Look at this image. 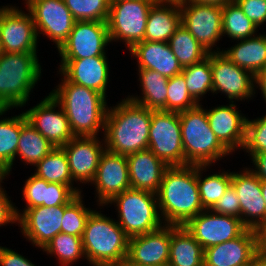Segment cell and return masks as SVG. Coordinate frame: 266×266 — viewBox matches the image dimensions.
<instances>
[{
	"label": "cell",
	"mask_w": 266,
	"mask_h": 266,
	"mask_svg": "<svg viewBox=\"0 0 266 266\" xmlns=\"http://www.w3.org/2000/svg\"><path fill=\"white\" fill-rule=\"evenodd\" d=\"M181 26V9L178 4L155 3L149 11L145 41L168 42Z\"/></svg>",
	"instance_id": "28"
},
{
	"label": "cell",
	"mask_w": 266,
	"mask_h": 266,
	"mask_svg": "<svg viewBox=\"0 0 266 266\" xmlns=\"http://www.w3.org/2000/svg\"><path fill=\"white\" fill-rule=\"evenodd\" d=\"M255 86L261 90V94L266 102V67L255 76Z\"/></svg>",
	"instance_id": "49"
},
{
	"label": "cell",
	"mask_w": 266,
	"mask_h": 266,
	"mask_svg": "<svg viewBox=\"0 0 266 266\" xmlns=\"http://www.w3.org/2000/svg\"><path fill=\"white\" fill-rule=\"evenodd\" d=\"M138 72L142 97L131 95L127 99L149 110L166 111L169 78L154 70L138 69Z\"/></svg>",
	"instance_id": "31"
},
{
	"label": "cell",
	"mask_w": 266,
	"mask_h": 266,
	"mask_svg": "<svg viewBox=\"0 0 266 266\" xmlns=\"http://www.w3.org/2000/svg\"><path fill=\"white\" fill-rule=\"evenodd\" d=\"M3 54L2 46H1V41H0V56Z\"/></svg>",
	"instance_id": "56"
},
{
	"label": "cell",
	"mask_w": 266,
	"mask_h": 266,
	"mask_svg": "<svg viewBox=\"0 0 266 266\" xmlns=\"http://www.w3.org/2000/svg\"><path fill=\"white\" fill-rule=\"evenodd\" d=\"M255 169H250L261 181L266 180V152L249 154Z\"/></svg>",
	"instance_id": "48"
},
{
	"label": "cell",
	"mask_w": 266,
	"mask_h": 266,
	"mask_svg": "<svg viewBox=\"0 0 266 266\" xmlns=\"http://www.w3.org/2000/svg\"><path fill=\"white\" fill-rule=\"evenodd\" d=\"M123 266H142V265H123ZM162 266H168V264L167 265H162Z\"/></svg>",
	"instance_id": "57"
},
{
	"label": "cell",
	"mask_w": 266,
	"mask_h": 266,
	"mask_svg": "<svg viewBox=\"0 0 266 266\" xmlns=\"http://www.w3.org/2000/svg\"><path fill=\"white\" fill-rule=\"evenodd\" d=\"M192 1L195 3H200V4H215V5H224L227 2L233 1V0H188Z\"/></svg>",
	"instance_id": "52"
},
{
	"label": "cell",
	"mask_w": 266,
	"mask_h": 266,
	"mask_svg": "<svg viewBox=\"0 0 266 266\" xmlns=\"http://www.w3.org/2000/svg\"><path fill=\"white\" fill-rule=\"evenodd\" d=\"M34 175L46 180L49 183H59L70 186L77 194H81V189L73 186L68 160L64 150L61 147H54L36 165Z\"/></svg>",
	"instance_id": "33"
},
{
	"label": "cell",
	"mask_w": 266,
	"mask_h": 266,
	"mask_svg": "<svg viewBox=\"0 0 266 266\" xmlns=\"http://www.w3.org/2000/svg\"><path fill=\"white\" fill-rule=\"evenodd\" d=\"M237 109L234 102L206 109L211 130L231 154L237 149L242 150L245 142L247 118Z\"/></svg>",
	"instance_id": "23"
},
{
	"label": "cell",
	"mask_w": 266,
	"mask_h": 266,
	"mask_svg": "<svg viewBox=\"0 0 266 266\" xmlns=\"http://www.w3.org/2000/svg\"><path fill=\"white\" fill-rule=\"evenodd\" d=\"M22 212L17 209L18 225L23 236L32 242L33 246L43 249L61 232L64 205L37 206Z\"/></svg>",
	"instance_id": "17"
},
{
	"label": "cell",
	"mask_w": 266,
	"mask_h": 266,
	"mask_svg": "<svg viewBox=\"0 0 266 266\" xmlns=\"http://www.w3.org/2000/svg\"><path fill=\"white\" fill-rule=\"evenodd\" d=\"M185 1L188 0H154L155 3L178 4V5L184 3Z\"/></svg>",
	"instance_id": "54"
},
{
	"label": "cell",
	"mask_w": 266,
	"mask_h": 266,
	"mask_svg": "<svg viewBox=\"0 0 266 266\" xmlns=\"http://www.w3.org/2000/svg\"><path fill=\"white\" fill-rule=\"evenodd\" d=\"M109 203L116 204L117 223L129 238L153 232L164 225L155 193L130 188L114 196L106 205Z\"/></svg>",
	"instance_id": "7"
},
{
	"label": "cell",
	"mask_w": 266,
	"mask_h": 266,
	"mask_svg": "<svg viewBox=\"0 0 266 266\" xmlns=\"http://www.w3.org/2000/svg\"><path fill=\"white\" fill-rule=\"evenodd\" d=\"M76 21L107 22L110 9L109 0H64Z\"/></svg>",
	"instance_id": "41"
},
{
	"label": "cell",
	"mask_w": 266,
	"mask_h": 266,
	"mask_svg": "<svg viewBox=\"0 0 266 266\" xmlns=\"http://www.w3.org/2000/svg\"><path fill=\"white\" fill-rule=\"evenodd\" d=\"M261 190H262V196L266 203V180L261 181Z\"/></svg>",
	"instance_id": "55"
},
{
	"label": "cell",
	"mask_w": 266,
	"mask_h": 266,
	"mask_svg": "<svg viewBox=\"0 0 266 266\" xmlns=\"http://www.w3.org/2000/svg\"><path fill=\"white\" fill-rule=\"evenodd\" d=\"M22 192L26 202L24 209L65 205L79 195L68 185L49 183L34 174L25 181Z\"/></svg>",
	"instance_id": "27"
},
{
	"label": "cell",
	"mask_w": 266,
	"mask_h": 266,
	"mask_svg": "<svg viewBox=\"0 0 266 266\" xmlns=\"http://www.w3.org/2000/svg\"><path fill=\"white\" fill-rule=\"evenodd\" d=\"M258 252V231L247 228L239 237L206 248L204 266H247Z\"/></svg>",
	"instance_id": "22"
},
{
	"label": "cell",
	"mask_w": 266,
	"mask_h": 266,
	"mask_svg": "<svg viewBox=\"0 0 266 266\" xmlns=\"http://www.w3.org/2000/svg\"><path fill=\"white\" fill-rule=\"evenodd\" d=\"M166 111L181 112L195 108L198 103L189 94L185 77L182 73L168 80Z\"/></svg>",
	"instance_id": "42"
},
{
	"label": "cell",
	"mask_w": 266,
	"mask_h": 266,
	"mask_svg": "<svg viewBox=\"0 0 266 266\" xmlns=\"http://www.w3.org/2000/svg\"><path fill=\"white\" fill-rule=\"evenodd\" d=\"M8 223L18 224L17 208L9 200L6 190H3L0 193V227Z\"/></svg>",
	"instance_id": "46"
},
{
	"label": "cell",
	"mask_w": 266,
	"mask_h": 266,
	"mask_svg": "<svg viewBox=\"0 0 266 266\" xmlns=\"http://www.w3.org/2000/svg\"><path fill=\"white\" fill-rule=\"evenodd\" d=\"M171 225L153 232L130 237L123 265L162 266L169 261Z\"/></svg>",
	"instance_id": "20"
},
{
	"label": "cell",
	"mask_w": 266,
	"mask_h": 266,
	"mask_svg": "<svg viewBox=\"0 0 266 266\" xmlns=\"http://www.w3.org/2000/svg\"><path fill=\"white\" fill-rule=\"evenodd\" d=\"M247 266H266V257L258 252Z\"/></svg>",
	"instance_id": "51"
},
{
	"label": "cell",
	"mask_w": 266,
	"mask_h": 266,
	"mask_svg": "<svg viewBox=\"0 0 266 266\" xmlns=\"http://www.w3.org/2000/svg\"><path fill=\"white\" fill-rule=\"evenodd\" d=\"M213 93H224L230 102L248 100L255 94V76L238 67L222 52L210 53Z\"/></svg>",
	"instance_id": "13"
},
{
	"label": "cell",
	"mask_w": 266,
	"mask_h": 266,
	"mask_svg": "<svg viewBox=\"0 0 266 266\" xmlns=\"http://www.w3.org/2000/svg\"><path fill=\"white\" fill-rule=\"evenodd\" d=\"M156 196L163 224L184 226L205 210L198 190L197 165L169 166Z\"/></svg>",
	"instance_id": "1"
},
{
	"label": "cell",
	"mask_w": 266,
	"mask_h": 266,
	"mask_svg": "<svg viewBox=\"0 0 266 266\" xmlns=\"http://www.w3.org/2000/svg\"><path fill=\"white\" fill-rule=\"evenodd\" d=\"M246 153L257 154L266 152V115L246 122L245 142Z\"/></svg>",
	"instance_id": "43"
},
{
	"label": "cell",
	"mask_w": 266,
	"mask_h": 266,
	"mask_svg": "<svg viewBox=\"0 0 266 266\" xmlns=\"http://www.w3.org/2000/svg\"><path fill=\"white\" fill-rule=\"evenodd\" d=\"M210 210L217 214L230 215L241 219L240 200L232 185L228 187Z\"/></svg>",
	"instance_id": "44"
},
{
	"label": "cell",
	"mask_w": 266,
	"mask_h": 266,
	"mask_svg": "<svg viewBox=\"0 0 266 266\" xmlns=\"http://www.w3.org/2000/svg\"><path fill=\"white\" fill-rule=\"evenodd\" d=\"M148 149L168 166H185L178 112L152 110Z\"/></svg>",
	"instance_id": "9"
},
{
	"label": "cell",
	"mask_w": 266,
	"mask_h": 266,
	"mask_svg": "<svg viewBox=\"0 0 266 266\" xmlns=\"http://www.w3.org/2000/svg\"><path fill=\"white\" fill-rule=\"evenodd\" d=\"M91 184L95 185L98 206H106L114 196L131 188L126 155L105 149Z\"/></svg>",
	"instance_id": "19"
},
{
	"label": "cell",
	"mask_w": 266,
	"mask_h": 266,
	"mask_svg": "<svg viewBox=\"0 0 266 266\" xmlns=\"http://www.w3.org/2000/svg\"><path fill=\"white\" fill-rule=\"evenodd\" d=\"M259 252L266 257V225L258 230Z\"/></svg>",
	"instance_id": "50"
},
{
	"label": "cell",
	"mask_w": 266,
	"mask_h": 266,
	"mask_svg": "<svg viewBox=\"0 0 266 266\" xmlns=\"http://www.w3.org/2000/svg\"><path fill=\"white\" fill-rule=\"evenodd\" d=\"M7 111L8 109H0V117ZM20 132L21 114L0 119V165L5 167L9 174L16 159Z\"/></svg>",
	"instance_id": "37"
},
{
	"label": "cell",
	"mask_w": 266,
	"mask_h": 266,
	"mask_svg": "<svg viewBox=\"0 0 266 266\" xmlns=\"http://www.w3.org/2000/svg\"><path fill=\"white\" fill-rule=\"evenodd\" d=\"M154 0H123L110 3L107 20L110 41L125 42L129 50L144 41L146 22Z\"/></svg>",
	"instance_id": "8"
},
{
	"label": "cell",
	"mask_w": 266,
	"mask_h": 266,
	"mask_svg": "<svg viewBox=\"0 0 266 266\" xmlns=\"http://www.w3.org/2000/svg\"><path fill=\"white\" fill-rule=\"evenodd\" d=\"M56 107H58L57 111ZM23 113L27 122L54 147H63L75 137L67 115L51 93L36 106Z\"/></svg>",
	"instance_id": "16"
},
{
	"label": "cell",
	"mask_w": 266,
	"mask_h": 266,
	"mask_svg": "<svg viewBox=\"0 0 266 266\" xmlns=\"http://www.w3.org/2000/svg\"><path fill=\"white\" fill-rule=\"evenodd\" d=\"M51 95L67 115L74 136H98L108 110L106 97L87 87L71 83L64 76Z\"/></svg>",
	"instance_id": "3"
},
{
	"label": "cell",
	"mask_w": 266,
	"mask_h": 266,
	"mask_svg": "<svg viewBox=\"0 0 266 266\" xmlns=\"http://www.w3.org/2000/svg\"><path fill=\"white\" fill-rule=\"evenodd\" d=\"M129 237L113 220L93 210L82 236L85 258L92 266H123L128 253Z\"/></svg>",
	"instance_id": "4"
},
{
	"label": "cell",
	"mask_w": 266,
	"mask_h": 266,
	"mask_svg": "<svg viewBox=\"0 0 266 266\" xmlns=\"http://www.w3.org/2000/svg\"><path fill=\"white\" fill-rule=\"evenodd\" d=\"M9 175V171L0 165V193L4 190L1 186V183H4L3 180Z\"/></svg>",
	"instance_id": "53"
},
{
	"label": "cell",
	"mask_w": 266,
	"mask_h": 266,
	"mask_svg": "<svg viewBox=\"0 0 266 266\" xmlns=\"http://www.w3.org/2000/svg\"><path fill=\"white\" fill-rule=\"evenodd\" d=\"M244 14L260 28L266 22V0H234Z\"/></svg>",
	"instance_id": "45"
},
{
	"label": "cell",
	"mask_w": 266,
	"mask_h": 266,
	"mask_svg": "<svg viewBox=\"0 0 266 266\" xmlns=\"http://www.w3.org/2000/svg\"><path fill=\"white\" fill-rule=\"evenodd\" d=\"M37 53H9L0 56V109L23 107L41 78Z\"/></svg>",
	"instance_id": "5"
},
{
	"label": "cell",
	"mask_w": 266,
	"mask_h": 266,
	"mask_svg": "<svg viewBox=\"0 0 266 266\" xmlns=\"http://www.w3.org/2000/svg\"><path fill=\"white\" fill-rule=\"evenodd\" d=\"M121 101L107 110L102 139L106 150L126 156L147 150L152 110L127 98Z\"/></svg>",
	"instance_id": "2"
},
{
	"label": "cell",
	"mask_w": 266,
	"mask_h": 266,
	"mask_svg": "<svg viewBox=\"0 0 266 266\" xmlns=\"http://www.w3.org/2000/svg\"><path fill=\"white\" fill-rule=\"evenodd\" d=\"M58 74L75 83L106 96L109 83V65L106 56L84 59H61Z\"/></svg>",
	"instance_id": "24"
},
{
	"label": "cell",
	"mask_w": 266,
	"mask_h": 266,
	"mask_svg": "<svg viewBox=\"0 0 266 266\" xmlns=\"http://www.w3.org/2000/svg\"><path fill=\"white\" fill-rule=\"evenodd\" d=\"M82 198V194H79L70 203L64 205L62 233L77 237L83 236L86 221L93 210L84 206Z\"/></svg>",
	"instance_id": "40"
},
{
	"label": "cell",
	"mask_w": 266,
	"mask_h": 266,
	"mask_svg": "<svg viewBox=\"0 0 266 266\" xmlns=\"http://www.w3.org/2000/svg\"><path fill=\"white\" fill-rule=\"evenodd\" d=\"M185 165H211L231 153L211 130L209 120L200 104L179 112Z\"/></svg>",
	"instance_id": "6"
},
{
	"label": "cell",
	"mask_w": 266,
	"mask_h": 266,
	"mask_svg": "<svg viewBox=\"0 0 266 266\" xmlns=\"http://www.w3.org/2000/svg\"><path fill=\"white\" fill-rule=\"evenodd\" d=\"M110 41L107 22L76 21L67 40L58 49L61 59L106 56Z\"/></svg>",
	"instance_id": "14"
},
{
	"label": "cell",
	"mask_w": 266,
	"mask_h": 266,
	"mask_svg": "<svg viewBox=\"0 0 266 266\" xmlns=\"http://www.w3.org/2000/svg\"><path fill=\"white\" fill-rule=\"evenodd\" d=\"M181 25L209 52H222L217 46L222 38V5L185 1L180 4ZM215 45V46H214ZM219 49V50H218Z\"/></svg>",
	"instance_id": "10"
},
{
	"label": "cell",
	"mask_w": 266,
	"mask_h": 266,
	"mask_svg": "<svg viewBox=\"0 0 266 266\" xmlns=\"http://www.w3.org/2000/svg\"><path fill=\"white\" fill-rule=\"evenodd\" d=\"M168 266H204V249L184 226L171 225Z\"/></svg>",
	"instance_id": "30"
},
{
	"label": "cell",
	"mask_w": 266,
	"mask_h": 266,
	"mask_svg": "<svg viewBox=\"0 0 266 266\" xmlns=\"http://www.w3.org/2000/svg\"><path fill=\"white\" fill-rule=\"evenodd\" d=\"M186 86L191 97L198 103L200 98L211 91L213 93V77L210 65V53L202 61L183 67Z\"/></svg>",
	"instance_id": "38"
},
{
	"label": "cell",
	"mask_w": 266,
	"mask_h": 266,
	"mask_svg": "<svg viewBox=\"0 0 266 266\" xmlns=\"http://www.w3.org/2000/svg\"><path fill=\"white\" fill-rule=\"evenodd\" d=\"M18 8L6 5L0 10L2 50L9 53H38V36L32 15Z\"/></svg>",
	"instance_id": "12"
},
{
	"label": "cell",
	"mask_w": 266,
	"mask_h": 266,
	"mask_svg": "<svg viewBox=\"0 0 266 266\" xmlns=\"http://www.w3.org/2000/svg\"><path fill=\"white\" fill-rule=\"evenodd\" d=\"M129 51L132 57L137 58L138 69L154 70L167 78L182 72L183 68L168 42L144 40L136 43Z\"/></svg>",
	"instance_id": "26"
},
{
	"label": "cell",
	"mask_w": 266,
	"mask_h": 266,
	"mask_svg": "<svg viewBox=\"0 0 266 266\" xmlns=\"http://www.w3.org/2000/svg\"><path fill=\"white\" fill-rule=\"evenodd\" d=\"M54 146L27 122L25 114H21V132L16 156L27 165H35L48 155Z\"/></svg>",
	"instance_id": "32"
},
{
	"label": "cell",
	"mask_w": 266,
	"mask_h": 266,
	"mask_svg": "<svg viewBox=\"0 0 266 266\" xmlns=\"http://www.w3.org/2000/svg\"><path fill=\"white\" fill-rule=\"evenodd\" d=\"M184 227L204 250L239 237L247 229L241 219L211 210L201 211Z\"/></svg>",
	"instance_id": "15"
},
{
	"label": "cell",
	"mask_w": 266,
	"mask_h": 266,
	"mask_svg": "<svg viewBox=\"0 0 266 266\" xmlns=\"http://www.w3.org/2000/svg\"><path fill=\"white\" fill-rule=\"evenodd\" d=\"M0 266H36L23 255L0 246Z\"/></svg>",
	"instance_id": "47"
},
{
	"label": "cell",
	"mask_w": 266,
	"mask_h": 266,
	"mask_svg": "<svg viewBox=\"0 0 266 266\" xmlns=\"http://www.w3.org/2000/svg\"><path fill=\"white\" fill-rule=\"evenodd\" d=\"M222 53L238 67L256 76L266 67V34L240 40Z\"/></svg>",
	"instance_id": "29"
},
{
	"label": "cell",
	"mask_w": 266,
	"mask_h": 266,
	"mask_svg": "<svg viewBox=\"0 0 266 266\" xmlns=\"http://www.w3.org/2000/svg\"><path fill=\"white\" fill-rule=\"evenodd\" d=\"M210 165H197V184L200 201L205 210H210L231 185L232 172L221 171L202 178L203 170Z\"/></svg>",
	"instance_id": "34"
},
{
	"label": "cell",
	"mask_w": 266,
	"mask_h": 266,
	"mask_svg": "<svg viewBox=\"0 0 266 266\" xmlns=\"http://www.w3.org/2000/svg\"><path fill=\"white\" fill-rule=\"evenodd\" d=\"M32 15L36 33L55 43L57 49L67 40L76 22L64 0H25Z\"/></svg>",
	"instance_id": "11"
},
{
	"label": "cell",
	"mask_w": 266,
	"mask_h": 266,
	"mask_svg": "<svg viewBox=\"0 0 266 266\" xmlns=\"http://www.w3.org/2000/svg\"><path fill=\"white\" fill-rule=\"evenodd\" d=\"M168 44L182 68L202 61L209 54L183 25L175 31Z\"/></svg>",
	"instance_id": "35"
},
{
	"label": "cell",
	"mask_w": 266,
	"mask_h": 266,
	"mask_svg": "<svg viewBox=\"0 0 266 266\" xmlns=\"http://www.w3.org/2000/svg\"><path fill=\"white\" fill-rule=\"evenodd\" d=\"M231 185L234 187L239 200L241 220L248 229L259 230L266 225V203L262 196L261 180L245 168L232 172Z\"/></svg>",
	"instance_id": "18"
},
{
	"label": "cell",
	"mask_w": 266,
	"mask_h": 266,
	"mask_svg": "<svg viewBox=\"0 0 266 266\" xmlns=\"http://www.w3.org/2000/svg\"><path fill=\"white\" fill-rule=\"evenodd\" d=\"M127 162L131 188L156 194L169 166L149 149L127 155Z\"/></svg>",
	"instance_id": "25"
},
{
	"label": "cell",
	"mask_w": 266,
	"mask_h": 266,
	"mask_svg": "<svg viewBox=\"0 0 266 266\" xmlns=\"http://www.w3.org/2000/svg\"><path fill=\"white\" fill-rule=\"evenodd\" d=\"M42 250L48 255L57 256L62 266H69L78 259L85 258L82 237L62 232L58 233Z\"/></svg>",
	"instance_id": "39"
},
{
	"label": "cell",
	"mask_w": 266,
	"mask_h": 266,
	"mask_svg": "<svg viewBox=\"0 0 266 266\" xmlns=\"http://www.w3.org/2000/svg\"><path fill=\"white\" fill-rule=\"evenodd\" d=\"M109 1L110 3H112V2L123 1V0H109Z\"/></svg>",
	"instance_id": "58"
},
{
	"label": "cell",
	"mask_w": 266,
	"mask_h": 266,
	"mask_svg": "<svg viewBox=\"0 0 266 266\" xmlns=\"http://www.w3.org/2000/svg\"><path fill=\"white\" fill-rule=\"evenodd\" d=\"M222 20V36L227 35L238 42L255 36L258 31V27L244 14L234 0L223 5Z\"/></svg>",
	"instance_id": "36"
},
{
	"label": "cell",
	"mask_w": 266,
	"mask_h": 266,
	"mask_svg": "<svg viewBox=\"0 0 266 266\" xmlns=\"http://www.w3.org/2000/svg\"><path fill=\"white\" fill-rule=\"evenodd\" d=\"M99 139L97 136H75L61 147L75 182L87 184L94 179L100 157L106 149L104 141Z\"/></svg>",
	"instance_id": "21"
}]
</instances>
